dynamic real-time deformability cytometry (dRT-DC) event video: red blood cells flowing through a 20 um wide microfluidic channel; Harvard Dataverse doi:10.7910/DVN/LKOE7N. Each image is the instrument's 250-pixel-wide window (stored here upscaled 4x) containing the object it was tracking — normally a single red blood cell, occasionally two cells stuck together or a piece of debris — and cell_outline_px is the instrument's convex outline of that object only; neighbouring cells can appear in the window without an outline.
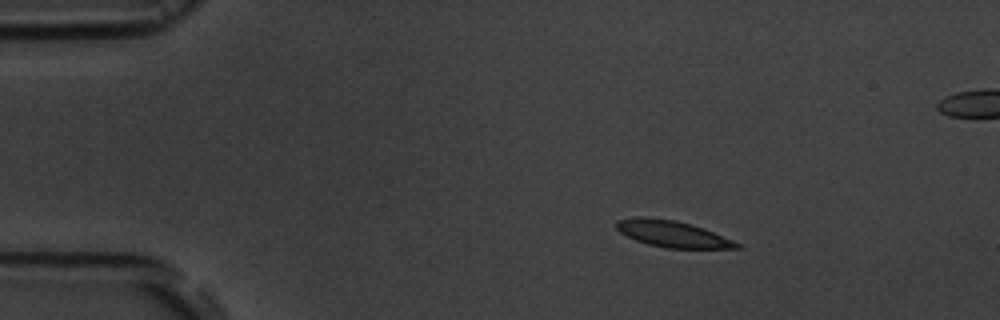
{"species": "common noctule bat (a hibernating species)", "species_latin": "Nyctalus noctula", "temperature_condition": "room temperature", "stored_images_in_passage": 5, "segment_of_instrument_passage": [1, 2], "camera_frame_rate_fps": 3000, "um_per_image_px": 0.085, "animal": {"sex": "male", "body_mass_g": 19.5, "forearm_length_mm": 54.6}, "frame": {"image": 1, "passage_image": 2, "time_ms": 1.0, "image_size_px": [1000, 320], "cell_outline_px": [[744, 248], [668, 248], [648, 244], [636, 240], [620, 232], [616, 228], [616, 220], [640, 216], [648, 216], [676, 220], [692, 224], [704, 228], [732, 240], [740, 244]], "centroid_in_image_um": [57.14, 19.86], "position_along_channel_um": 27.9, "area_um2": 18.55}}